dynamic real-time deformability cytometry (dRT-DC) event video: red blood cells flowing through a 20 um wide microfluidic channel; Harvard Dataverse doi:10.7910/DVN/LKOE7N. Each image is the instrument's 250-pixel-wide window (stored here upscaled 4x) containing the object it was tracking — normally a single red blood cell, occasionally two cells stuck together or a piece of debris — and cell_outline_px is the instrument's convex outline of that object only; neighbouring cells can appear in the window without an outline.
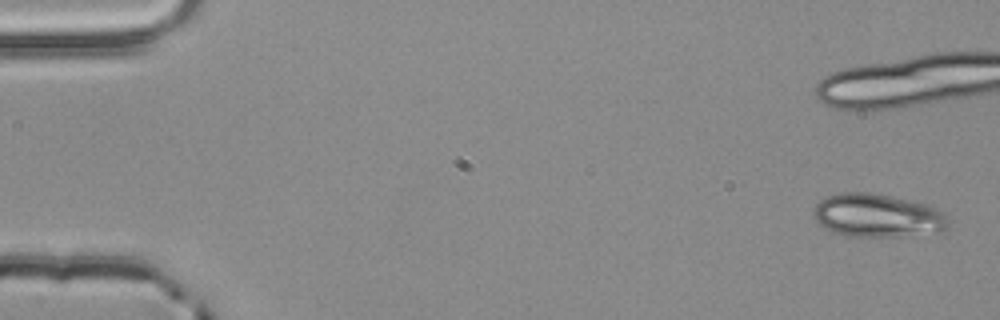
{"species": "common noctule bat (a hibernating species)", "species_latin": "Nyctalus noctula", "temperature_condition": "room temperature", "stored_images_in_passage": 5, "camera_frame_rate_fps": 3000, "um_per_image_px": 0.085, "animal": {"sex": "male", "body_mass_g": 20.4}, "frame": {"image": 1, "passage_image": 1, "time_ms": 0.0, "image_size_px": [1000, 320], "cell_outline_px": [[948, 228], [940, 232], [900, 236], [848, 236], [824, 228], [812, 216], [812, 212], [816, 204], [820, 200], [828, 196], [840, 192], [872, 192], [892, 196], [928, 204], [944, 212], [948, 220]], "centroid_in_image_um": [74.59, 18.31], "position_along_channel_um": 10.4, "area_um2": 34.22}}